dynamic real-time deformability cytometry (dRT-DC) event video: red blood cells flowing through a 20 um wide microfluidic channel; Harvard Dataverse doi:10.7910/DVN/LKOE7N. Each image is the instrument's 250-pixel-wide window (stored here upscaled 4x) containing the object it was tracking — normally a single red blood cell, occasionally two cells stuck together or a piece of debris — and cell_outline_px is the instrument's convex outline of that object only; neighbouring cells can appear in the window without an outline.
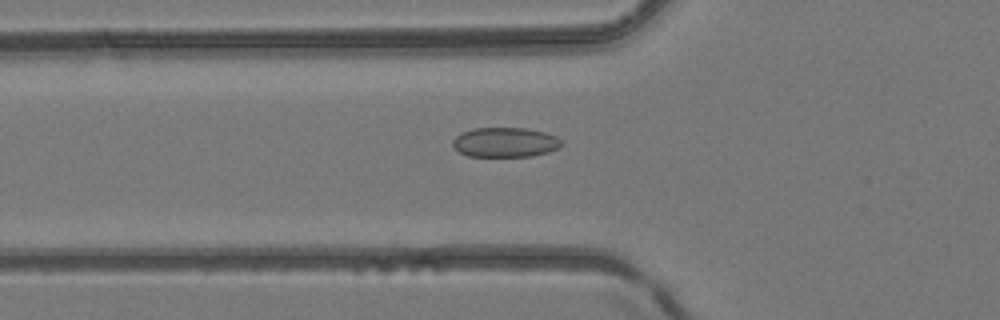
{"species": "common noctule bat (a hibernating species)", "species_latin": "Nyctalus noctula", "temperature_condition": "room temperature", "stored_images_in_passage": 49, "camera_frame_rate_fps": 3000, "um_per_image_px": 0.085, "animal": {"sex": "female", "body_mass_g": 24.6, "forearm_length_mm": 56.2}, "frame": {"image": 1, "passage_image": 18, "time_ms": 5.667, "image_size_px": [1000, 320], "cell_outline_px": [[564, 144], [560, 148], [548, 152], [532, 156], [468, 156], [452, 148], [452, 140], [460, 132], [472, 128], [524, 128], [544, 132], [556, 136]], "centroid_in_image_um": [42.91, 12.09], "position_along_channel_um": 82.9, "area_um2": 19.02}}
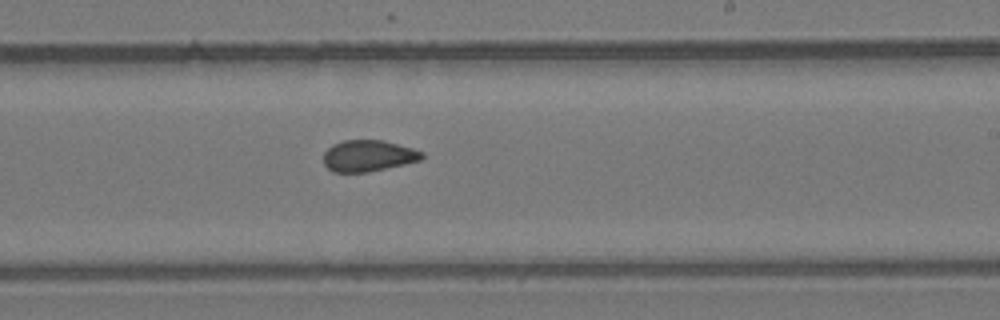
{"frame": {"image": 2, "passage_image": 30, "time_ms": 9.667, "image_size_px": [1000, 320], "cell_outline_px": [[424, 156], [420, 160], [404, 164], [368, 172], [332, 172], [324, 164], [324, 152], [332, 144], [344, 140], [384, 140], [412, 148], [424, 152]], "centroid_in_image_um": [31.29, 13.24], "position_along_channel_um": 257.7, "area_um2": 17.98}}
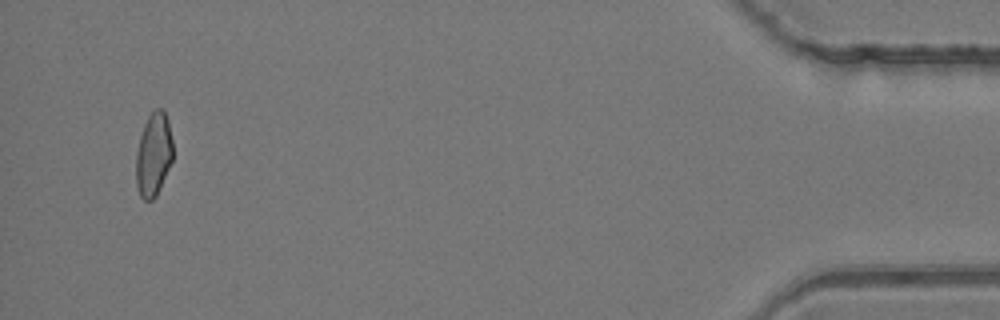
{"frame": {"image": 3, "passage_image": 47, "time_ms": 15.333, "image_size_px": [1000, 320], "cell_outline_px": [[172, 160], [156, 196], [152, 200], [144, 200], [140, 196], [136, 184], [136, 152], [140, 136], [144, 124], [148, 116], [156, 108], [160, 108], [164, 112], [168, 120], [172, 140]], "centroid_in_image_um": [13.04, 13.13], "position_along_channel_um": 422.2, "area_um2": 17.8}}